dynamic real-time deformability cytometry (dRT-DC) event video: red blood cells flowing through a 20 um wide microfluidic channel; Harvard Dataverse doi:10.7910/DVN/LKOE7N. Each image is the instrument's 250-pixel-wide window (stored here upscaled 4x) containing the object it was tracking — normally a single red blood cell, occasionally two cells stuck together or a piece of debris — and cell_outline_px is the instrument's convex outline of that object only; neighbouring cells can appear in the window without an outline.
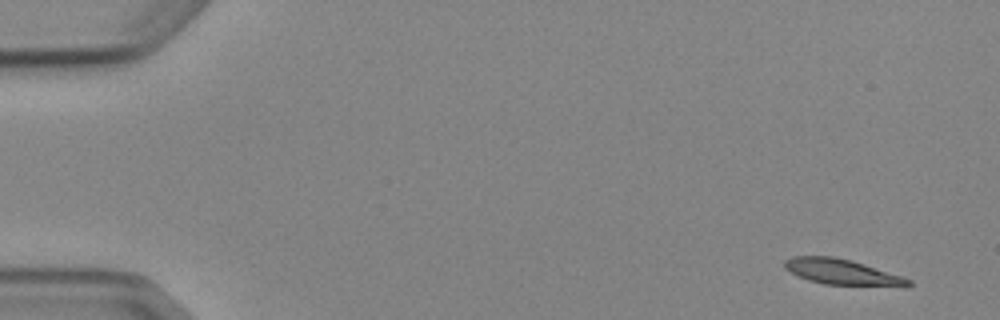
{"species": "Egyptian fruit bat (a non-hibernating species)", "species_latin": "Rousettus aegyptiacus", "temperature_condition": "cold", "stored_images_in_passage": 4, "camera_frame_rate_fps": 3000, "um_per_image_px": 0.085, "animal": {"sex": "female"}, "frame": {"image": 1, "passage_image": 1, "time_ms": 0.0, "image_size_px": [1000, 320], "cell_outline_px": [[912, 284], [908, 288], [904, 288], [824, 284], [808, 280], [784, 268], [784, 260], [792, 256], [832, 256], [852, 260], [912, 280]], "centroid_in_image_um": [71.65, 23.15], "position_along_channel_um": 13.4, "area_um2": 18.79}}
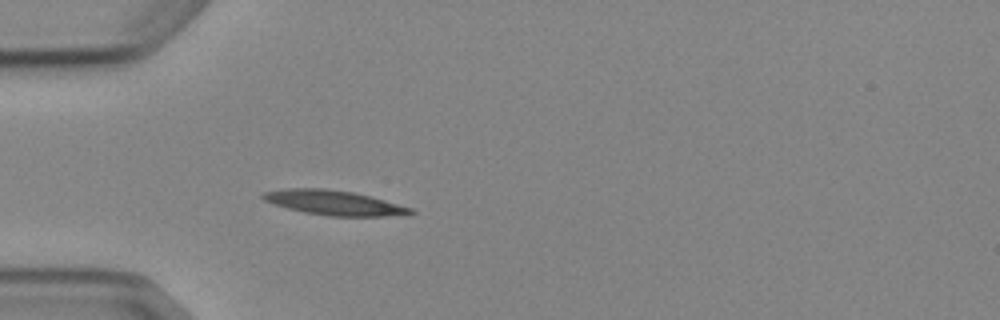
{"frame": {"image": 2, "passage_image": 4, "time_ms": 4.333, "image_size_px": [1000, 320], "cell_outline_px": [[416, 212], [384, 216], [328, 216], [304, 212], [288, 208], [264, 200], [260, 196], [264, 192], [284, 188], [324, 188], [352, 192], [372, 196], [412, 208]], "centroid_in_image_um": [28.36, 17.22], "position_along_channel_um": 56.6, "area_um2": 21.04}}